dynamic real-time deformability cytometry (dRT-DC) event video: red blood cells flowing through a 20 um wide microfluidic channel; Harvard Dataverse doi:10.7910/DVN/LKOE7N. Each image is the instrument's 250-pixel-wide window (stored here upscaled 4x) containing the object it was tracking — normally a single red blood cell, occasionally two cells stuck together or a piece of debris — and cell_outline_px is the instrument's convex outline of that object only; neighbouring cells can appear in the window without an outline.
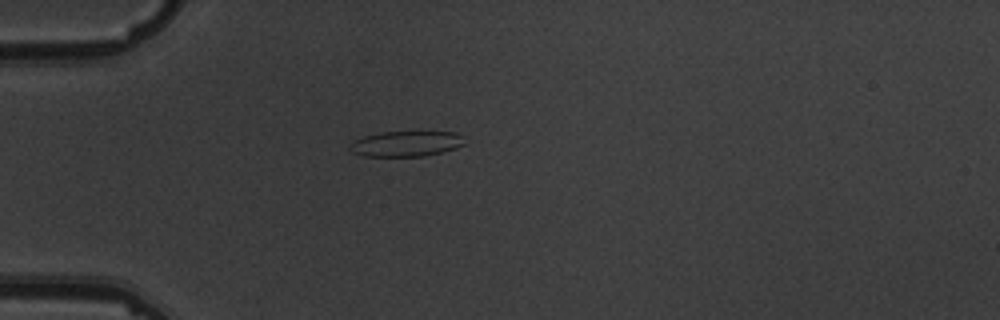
{"species": "common noctule bat (a hibernating species)", "species_latin": "Nyctalus noctula", "temperature_condition": "warm", "stored_images_in_passage": 3, "camera_frame_rate_fps": 3000, "um_per_image_px": 0.085, "animal": {"sex": "male", "body_mass_g": 19.5, "forearm_length_mm": 54.6}, "frame": {"image": 1, "passage_image": 1, "time_ms": 0.0, "image_size_px": [1000, 320], "cell_outline_px": [[464, 144], [456, 148], [424, 156], [364, 156], [352, 152], [348, 148], [348, 144], [352, 140], [364, 136], [380, 132], [416, 128], [456, 132], [464, 136]], "centroid_in_image_um": [34.54, 12.15], "position_along_channel_um": 50.5, "area_um2": 18.21}}